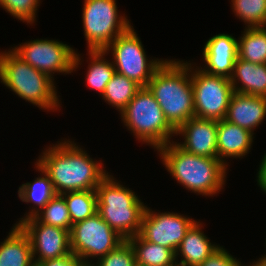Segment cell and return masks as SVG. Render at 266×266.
Wrapping results in <instances>:
<instances>
[{
  "instance_id": "obj_11",
  "label": "cell",
  "mask_w": 266,
  "mask_h": 266,
  "mask_svg": "<svg viewBox=\"0 0 266 266\" xmlns=\"http://www.w3.org/2000/svg\"><path fill=\"white\" fill-rule=\"evenodd\" d=\"M196 67L191 65L195 117L221 121L226 116L234 93L230 79L206 73Z\"/></svg>"
},
{
  "instance_id": "obj_20",
  "label": "cell",
  "mask_w": 266,
  "mask_h": 266,
  "mask_svg": "<svg viewBox=\"0 0 266 266\" xmlns=\"http://www.w3.org/2000/svg\"><path fill=\"white\" fill-rule=\"evenodd\" d=\"M32 247L28 236L14 225L0 243V266H33Z\"/></svg>"
},
{
  "instance_id": "obj_30",
  "label": "cell",
  "mask_w": 266,
  "mask_h": 266,
  "mask_svg": "<svg viewBox=\"0 0 266 266\" xmlns=\"http://www.w3.org/2000/svg\"><path fill=\"white\" fill-rule=\"evenodd\" d=\"M92 266H137L135 252L128 240L97 260Z\"/></svg>"
},
{
  "instance_id": "obj_23",
  "label": "cell",
  "mask_w": 266,
  "mask_h": 266,
  "mask_svg": "<svg viewBox=\"0 0 266 266\" xmlns=\"http://www.w3.org/2000/svg\"><path fill=\"white\" fill-rule=\"evenodd\" d=\"M238 39V57L245 61L266 64V27H246Z\"/></svg>"
},
{
  "instance_id": "obj_18",
  "label": "cell",
  "mask_w": 266,
  "mask_h": 266,
  "mask_svg": "<svg viewBox=\"0 0 266 266\" xmlns=\"http://www.w3.org/2000/svg\"><path fill=\"white\" fill-rule=\"evenodd\" d=\"M202 227L203 225L199 220L187 231L176 250V260L179 257L178 255L182 257L177 265L198 266L220 247V245L210 242L204 231H202Z\"/></svg>"
},
{
  "instance_id": "obj_12",
  "label": "cell",
  "mask_w": 266,
  "mask_h": 266,
  "mask_svg": "<svg viewBox=\"0 0 266 266\" xmlns=\"http://www.w3.org/2000/svg\"><path fill=\"white\" fill-rule=\"evenodd\" d=\"M196 221L183 214L174 212L157 213L146 207L139 234L146 241L176 252L187 231Z\"/></svg>"
},
{
  "instance_id": "obj_32",
  "label": "cell",
  "mask_w": 266,
  "mask_h": 266,
  "mask_svg": "<svg viewBox=\"0 0 266 266\" xmlns=\"http://www.w3.org/2000/svg\"><path fill=\"white\" fill-rule=\"evenodd\" d=\"M83 265H84L83 261L73 253H70L69 255L60 258L47 259L37 264V266H83Z\"/></svg>"
},
{
  "instance_id": "obj_26",
  "label": "cell",
  "mask_w": 266,
  "mask_h": 266,
  "mask_svg": "<svg viewBox=\"0 0 266 266\" xmlns=\"http://www.w3.org/2000/svg\"><path fill=\"white\" fill-rule=\"evenodd\" d=\"M62 195L67 204L72 225L97 213L96 190L73 191Z\"/></svg>"
},
{
  "instance_id": "obj_27",
  "label": "cell",
  "mask_w": 266,
  "mask_h": 266,
  "mask_svg": "<svg viewBox=\"0 0 266 266\" xmlns=\"http://www.w3.org/2000/svg\"><path fill=\"white\" fill-rule=\"evenodd\" d=\"M34 217L40 223L71 231L72 221L62 194H56Z\"/></svg>"
},
{
  "instance_id": "obj_33",
  "label": "cell",
  "mask_w": 266,
  "mask_h": 266,
  "mask_svg": "<svg viewBox=\"0 0 266 266\" xmlns=\"http://www.w3.org/2000/svg\"><path fill=\"white\" fill-rule=\"evenodd\" d=\"M259 166V171L257 172V184L260 186L261 190L266 193V153L262 157V161Z\"/></svg>"
},
{
  "instance_id": "obj_10",
  "label": "cell",
  "mask_w": 266,
  "mask_h": 266,
  "mask_svg": "<svg viewBox=\"0 0 266 266\" xmlns=\"http://www.w3.org/2000/svg\"><path fill=\"white\" fill-rule=\"evenodd\" d=\"M124 240L98 213L73 224L70 231L71 252L85 265H92L89 258L100 259Z\"/></svg>"
},
{
  "instance_id": "obj_16",
  "label": "cell",
  "mask_w": 266,
  "mask_h": 266,
  "mask_svg": "<svg viewBox=\"0 0 266 266\" xmlns=\"http://www.w3.org/2000/svg\"><path fill=\"white\" fill-rule=\"evenodd\" d=\"M265 117L266 97L234 92L224 119L254 134Z\"/></svg>"
},
{
  "instance_id": "obj_13",
  "label": "cell",
  "mask_w": 266,
  "mask_h": 266,
  "mask_svg": "<svg viewBox=\"0 0 266 266\" xmlns=\"http://www.w3.org/2000/svg\"><path fill=\"white\" fill-rule=\"evenodd\" d=\"M18 226L30 240L33 261L36 265L41 261L72 253L70 231L40 223L35 217L21 221Z\"/></svg>"
},
{
  "instance_id": "obj_24",
  "label": "cell",
  "mask_w": 266,
  "mask_h": 266,
  "mask_svg": "<svg viewBox=\"0 0 266 266\" xmlns=\"http://www.w3.org/2000/svg\"><path fill=\"white\" fill-rule=\"evenodd\" d=\"M90 63L86 72V84L91 89L100 93L101 97L104 93L107 83L116 73L113 63L105 59L104 50L88 51Z\"/></svg>"
},
{
  "instance_id": "obj_4",
  "label": "cell",
  "mask_w": 266,
  "mask_h": 266,
  "mask_svg": "<svg viewBox=\"0 0 266 266\" xmlns=\"http://www.w3.org/2000/svg\"><path fill=\"white\" fill-rule=\"evenodd\" d=\"M0 80L18 97L46 111L60 108L55 82L33 68L13 50L0 52Z\"/></svg>"
},
{
  "instance_id": "obj_22",
  "label": "cell",
  "mask_w": 266,
  "mask_h": 266,
  "mask_svg": "<svg viewBox=\"0 0 266 266\" xmlns=\"http://www.w3.org/2000/svg\"><path fill=\"white\" fill-rule=\"evenodd\" d=\"M134 252L137 266H176V252L146 241L140 234L127 239Z\"/></svg>"
},
{
  "instance_id": "obj_25",
  "label": "cell",
  "mask_w": 266,
  "mask_h": 266,
  "mask_svg": "<svg viewBox=\"0 0 266 266\" xmlns=\"http://www.w3.org/2000/svg\"><path fill=\"white\" fill-rule=\"evenodd\" d=\"M142 87L124 75L115 73L107 83L103 99L120 113Z\"/></svg>"
},
{
  "instance_id": "obj_14",
  "label": "cell",
  "mask_w": 266,
  "mask_h": 266,
  "mask_svg": "<svg viewBox=\"0 0 266 266\" xmlns=\"http://www.w3.org/2000/svg\"><path fill=\"white\" fill-rule=\"evenodd\" d=\"M217 125L215 120L190 118L176 130V136L184 137V142L177 144L195 155L218 158Z\"/></svg>"
},
{
  "instance_id": "obj_1",
  "label": "cell",
  "mask_w": 266,
  "mask_h": 266,
  "mask_svg": "<svg viewBox=\"0 0 266 266\" xmlns=\"http://www.w3.org/2000/svg\"><path fill=\"white\" fill-rule=\"evenodd\" d=\"M42 153L36 163L49 175L56 194L96 190L109 174L101 161H94L69 139L49 145Z\"/></svg>"
},
{
  "instance_id": "obj_19",
  "label": "cell",
  "mask_w": 266,
  "mask_h": 266,
  "mask_svg": "<svg viewBox=\"0 0 266 266\" xmlns=\"http://www.w3.org/2000/svg\"><path fill=\"white\" fill-rule=\"evenodd\" d=\"M230 82L236 93L266 97V64L251 63L238 57Z\"/></svg>"
},
{
  "instance_id": "obj_9",
  "label": "cell",
  "mask_w": 266,
  "mask_h": 266,
  "mask_svg": "<svg viewBox=\"0 0 266 266\" xmlns=\"http://www.w3.org/2000/svg\"><path fill=\"white\" fill-rule=\"evenodd\" d=\"M33 68L54 80V73L71 74L81 65L79 53L59 40L34 39L12 49Z\"/></svg>"
},
{
  "instance_id": "obj_15",
  "label": "cell",
  "mask_w": 266,
  "mask_h": 266,
  "mask_svg": "<svg viewBox=\"0 0 266 266\" xmlns=\"http://www.w3.org/2000/svg\"><path fill=\"white\" fill-rule=\"evenodd\" d=\"M204 72L230 79L238 58V40L220 33L209 38L203 47Z\"/></svg>"
},
{
  "instance_id": "obj_31",
  "label": "cell",
  "mask_w": 266,
  "mask_h": 266,
  "mask_svg": "<svg viewBox=\"0 0 266 266\" xmlns=\"http://www.w3.org/2000/svg\"><path fill=\"white\" fill-rule=\"evenodd\" d=\"M198 266H242V264L226 251L223 246H220Z\"/></svg>"
},
{
  "instance_id": "obj_3",
  "label": "cell",
  "mask_w": 266,
  "mask_h": 266,
  "mask_svg": "<svg viewBox=\"0 0 266 266\" xmlns=\"http://www.w3.org/2000/svg\"><path fill=\"white\" fill-rule=\"evenodd\" d=\"M170 175L184 188L202 196H213L225 185L228 167L218 158L198 156L172 141L157 149Z\"/></svg>"
},
{
  "instance_id": "obj_28",
  "label": "cell",
  "mask_w": 266,
  "mask_h": 266,
  "mask_svg": "<svg viewBox=\"0 0 266 266\" xmlns=\"http://www.w3.org/2000/svg\"><path fill=\"white\" fill-rule=\"evenodd\" d=\"M235 16L245 27H266V0H231Z\"/></svg>"
},
{
  "instance_id": "obj_5",
  "label": "cell",
  "mask_w": 266,
  "mask_h": 266,
  "mask_svg": "<svg viewBox=\"0 0 266 266\" xmlns=\"http://www.w3.org/2000/svg\"><path fill=\"white\" fill-rule=\"evenodd\" d=\"M96 193L97 213L112 229L125 240L140 233L147 206L133 190L108 174L96 188Z\"/></svg>"
},
{
  "instance_id": "obj_29",
  "label": "cell",
  "mask_w": 266,
  "mask_h": 266,
  "mask_svg": "<svg viewBox=\"0 0 266 266\" xmlns=\"http://www.w3.org/2000/svg\"><path fill=\"white\" fill-rule=\"evenodd\" d=\"M40 0H0V6L11 16L32 25Z\"/></svg>"
},
{
  "instance_id": "obj_21",
  "label": "cell",
  "mask_w": 266,
  "mask_h": 266,
  "mask_svg": "<svg viewBox=\"0 0 266 266\" xmlns=\"http://www.w3.org/2000/svg\"><path fill=\"white\" fill-rule=\"evenodd\" d=\"M35 166V168L41 172L40 175L42 176L37 177L33 182L22 184L18 190V197L21 199V201L25 203H34V207L25 214V217L20 218L15 225H18L25 219L37 215L41 209L56 195L49 175L37 163H35Z\"/></svg>"
},
{
  "instance_id": "obj_17",
  "label": "cell",
  "mask_w": 266,
  "mask_h": 266,
  "mask_svg": "<svg viewBox=\"0 0 266 266\" xmlns=\"http://www.w3.org/2000/svg\"><path fill=\"white\" fill-rule=\"evenodd\" d=\"M253 133L232 124L225 119L218 121L217 125V152L218 159L228 167L225 157L239 158L250 151L253 143Z\"/></svg>"
},
{
  "instance_id": "obj_7",
  "label": "cell",
  "mask_w": 266,
  "mask_h": 266,
  "mask_svg": "<svg viewBox=\"0 0 266 266\" xmlns=\"http://www.w3.org/2000/svg\"><path fill=\"white\" fill-rule=\"evenodd\" d=\"M83 6L87 51L104 50L132 26L127 17L119 15L116 0H84Z\"/></svg>"
},
{
  "instance_id": "obj_6",
  "label": "cell",
  "mask_w": 266,
  "mask_h": 266,
  "mask_svg": "<svg viewBox=\"0 0 266 266\" xmlns=\"http://www.w3.org/2000/svg\"><path fill=\"white\" fill-rule=\"evenodd\" d=\"M124 126L139 142L158 149L171 141L176 130L168 123L160 105L147 87H142L121 111Z\"/></svg>"
},
{
  "instance_id": "obj_2",
  "label": "cell",
  "mask_w": 266,
  "mask_h": 266,
  "mask_svg": "<svg viewBox=\"0 0 266 266\" xmlns=\"http://www.w3.org/2000/svg\"><path fill=\"white\" fill-rule=\"evenodd\" d=\"M191 64L165 59L146 86L175 130L195 117Z\"/></svg>"
},
{
  "instance_id": "obj_8",
  "label": "cell",
  "mask_w": 266,
  "mask_h": 266,
  "mask_svg": "<svg viewBox=\"0 0 266 266\" xmlns=\"http://www.w3.org/2000/svg\"><path fill=\"white\" fill-rule=\"evenodd\" d=\"M118 74L124 75L141 87H146L157 69L165 62L163 59L148 60L138 34L131 26L125 33L113 40L105 49Z\"/></svg>"
},
{
  "instance_id": "obj_34",
  "label": "cell",
  "mask_w": 266,
  "mask_h": 266,
  "mask_svg": "<svg viewBox=\"0 0 266 266\" xmlns=\"http://www.w3.org/2000/svg\"><path fill=\"white\" fill-rule=\"evenodd\" d=\"M242 266H266V259L263 258V257H261L257 261H254L250 265H244V264H242Z\"/></svg>"
}]
</instances>
